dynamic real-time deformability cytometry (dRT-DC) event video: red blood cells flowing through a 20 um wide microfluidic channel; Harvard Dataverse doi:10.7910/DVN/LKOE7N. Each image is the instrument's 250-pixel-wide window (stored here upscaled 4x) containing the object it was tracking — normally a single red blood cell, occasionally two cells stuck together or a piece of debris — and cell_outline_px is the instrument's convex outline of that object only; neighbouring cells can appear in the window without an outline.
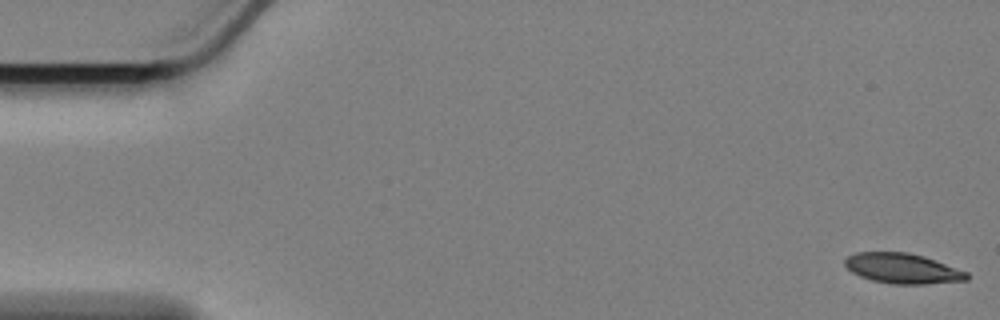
{"species": "Egyptian fruit bat (a non-hibernating species)", "species_latin": "Rousettus aegyptiacus", "temperature_condition": "cold", "stored_images_in_passage": 58, "camera_frame_rate_fps": 3000, "um_per_image_px": 0.085, "animal": {"sex": "female"}, "frame": {"image": 1, "passage_image": 1, "time_ms": 0.0, "image_size_px": [1000, 320], "cell_outline_px": [[968, 280], [924, 284], [892, 284], [872, 280], [860, 276], [852, 272], [844, 264], [844, 260], [848, 256], [856, 252], [908, 252], [924, 256], [968, 272]], "centroid_in_image_um": [76.71, 22.81], "position_along_channel_um": 8.3, "area_um2": 21.39}}
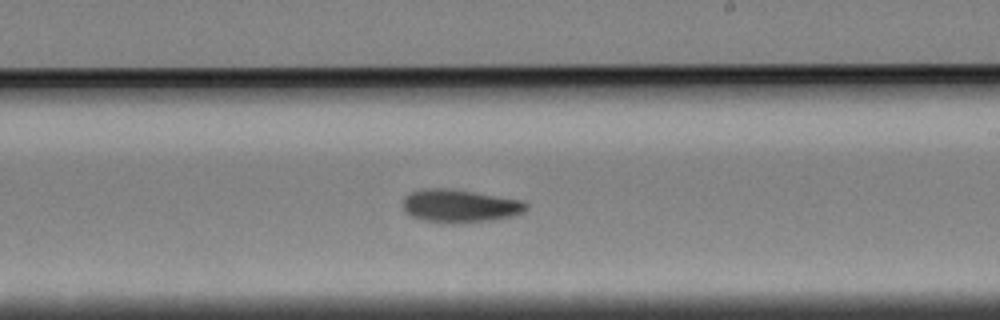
{"frame": {"image": 2, "passage_image": 34, "time_ms": 11.0, "image_size_px": [1000, 320], "cell_outline_px": [[528, 208], [524, 212], [512, 216], [492, 220], [456, 224], [440, 224], [420, 220], [408, 216], [404, 212], [400, 204], [404, 196], [408, 192], [428, 188], [444, 188], [472, 192], [520, 200], [528, 204]], "centroid_in_image_um": [38.97, 17.53], "position_along_channel_um": 250.0, "area_um2": 24.28}}
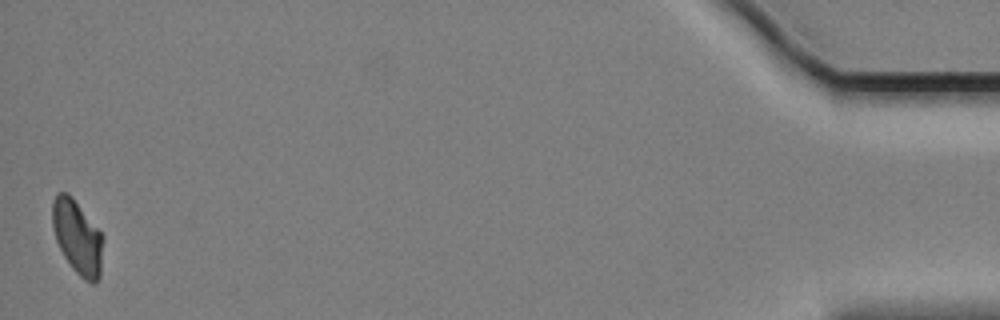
{"frame": {"image": 3, "passage_image": 58, "time_ms": 19.0, "image_size_px": [1000, 320], "cell_outline_px": [[104, 236], [100, 276], [96, 284], [92, 284], [84, 280], [72, 268], [64, 256], [56, 240], [52, 224], [52, 200], [56, 192], [68, 192], [72, 196]], "centroid_in_image_um": [6.59, 20.15], "position_along_channel_um": 428.6, "area_um2": 22.08}, "authors_computed_cell_mechanics": {"area_um2": 22.831, "velocity_mm_per_s": 3.3779, "shape_relaxation_time_tau1_ms": 5.5817, "shape_relaxation_time_tau2_ms": null, "deformation_change_tau1": 0.1259, "deformation_change_tau2": null}}